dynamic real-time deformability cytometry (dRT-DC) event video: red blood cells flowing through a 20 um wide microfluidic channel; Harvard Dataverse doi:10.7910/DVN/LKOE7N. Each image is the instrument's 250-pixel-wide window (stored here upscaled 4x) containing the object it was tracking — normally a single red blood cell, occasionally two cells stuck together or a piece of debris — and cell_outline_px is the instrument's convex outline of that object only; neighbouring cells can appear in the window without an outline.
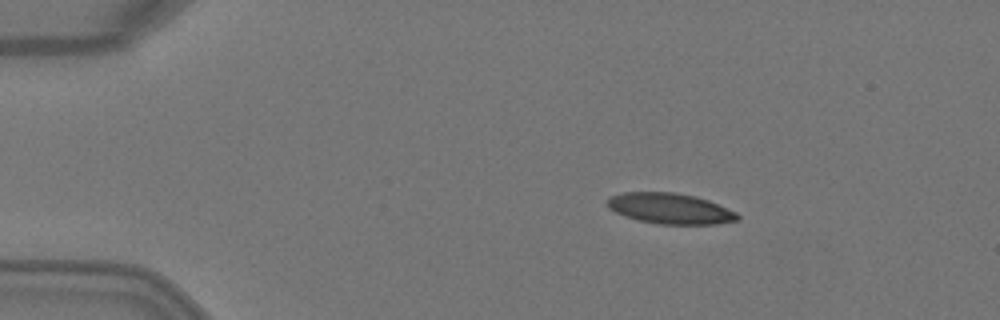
{"species": "Egyptian fruit bat (a non-hibernating species)", "species_latin": "Rousettus aegyptiacus", "temperature_condition": "warm", "stored_images_in_passage": 6, "camera_frame_rate_fps": 3000, "um_per_image_px": 0.085, "animal": {"sex": "female"}, "frame": {"image": 1, "passage_image": 2, "time_ms": 0.333, "image_size_px": [1000, 320], "cell_outline_px": [[740, 216], [736, 220], [716, 224], [660, 224], [640, 220], [624, 216], [608, 208], [608, 200], [612, 196], [624, 192], [676, 192], [696, 196], [708, 200], [736, 212]], "centroid_in_image_um": [56.96, 17.72], "position_along_channel_um": 28.0, "area_um2": 23.06}}
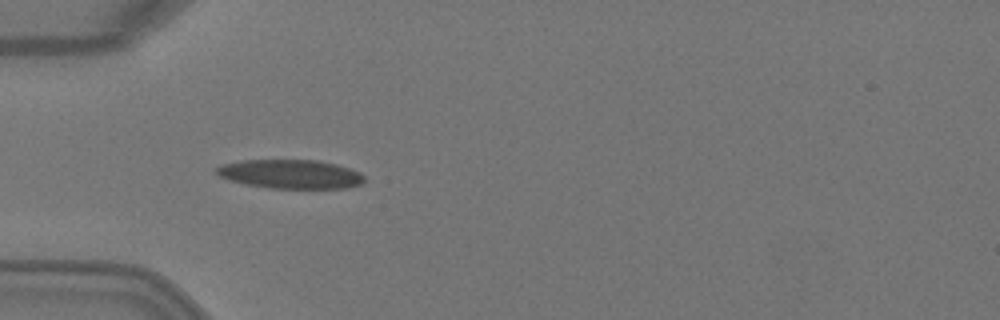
{"frame": {"image": 2, "passage_image": 4, "time_ms": 1.0, "image_size_px": [1000, 320], "cell_outline_px": [[364, 180], [360, 184], [344, 188], [268, 188], [244, 184], [220, 176], [212, 168], [220, 164], [244, 160], [316, 160], [336, 164], [360, 172], [364, 176]], "centroid_in_image_um": [24.65, 14.79], "position_along_channel_um": 60.4, "area_um2": 24.91}}
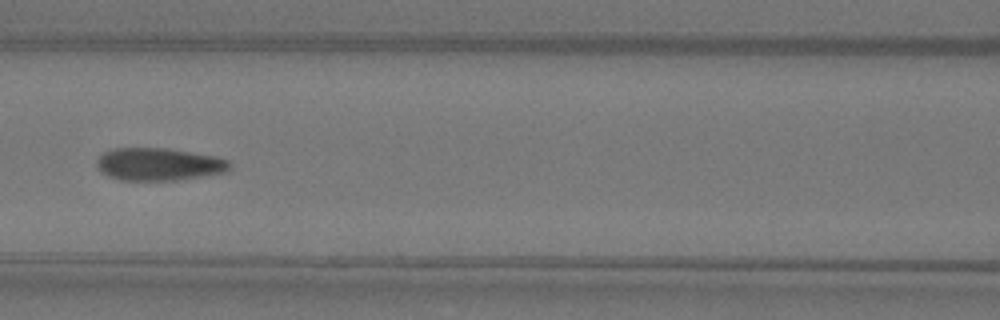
{"frame": {"image": 3, "passage_image": 6, "time_ms": 1.667, "image_size_px": [1000, 320], "cell_outline_px": [[232, 168], [228, 172], [176, 180], [120, 180], [108, 176], [100, 172], [96, 168], [96, 160], [104, 152], [116, 148], [168, 148], [216, 156], [228, 160], [232, 164]], "centroid_in_image_um": [13.51, 13.96], "position_along_channel_um": 153.1, "area_um2": 25.55}}